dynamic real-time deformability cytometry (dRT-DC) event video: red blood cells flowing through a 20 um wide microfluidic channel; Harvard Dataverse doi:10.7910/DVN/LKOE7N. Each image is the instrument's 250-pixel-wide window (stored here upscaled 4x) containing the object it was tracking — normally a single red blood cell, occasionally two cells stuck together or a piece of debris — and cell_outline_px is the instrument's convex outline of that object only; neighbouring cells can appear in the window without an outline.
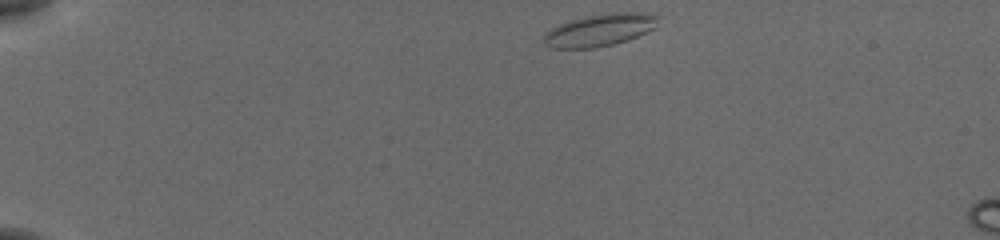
{"species": "common noctule bat (a hibernating species)", "species_latin": "Nyctalus noctula", "temperature_condition": "cold", "stored_images_in_passage": 7, "camera_frame_rate_fps": 3000, "um_per_image_px": 0.085, "animal": {"sex": "female", "body_mass_g": 19.5, "forearm_length_mm": 54.1}, "frame": {"image": 1, "passage_image": 1, "time_ms": 0.0, "image_size_px": [1000, 240], "cell_outline_px": [[660, 16], [656, 28], [628, 40], [596, 48], [552, 48], [544, 44], [544, 32], [560, 24], [584, 16], [612, 12], [644, 12]], "centroid_in_image_um": [51.02, 2.54], "position_along_channel_um": 34.0, "area_um2": 21.68}}